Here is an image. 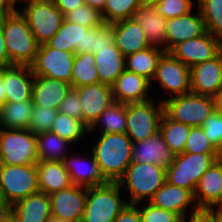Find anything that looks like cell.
Masks as SVG:
<instances>
[{"instance_id": "1", "label": "cell", "mask_w": 222, "mask_h": 222, "mask_svg": "<svg viewBox=\"0 0 222 222\" xmlns=\"http://www.w3.org/2000/svg\"><path fill=\"white\" fill-rule=\"evenodd\" d=\"M98 139L91 151L99 171L106 182H118L133 162V142L126 133H100Z\"/></svg>"}, {"instance_id": "2", "label": "cell", "mask_w": 222, "mask_h": 222, "mask_svg": "<svg viewBox=\"0 0 222 222\" xmlns=\"http://www.w3.org/2000/svg\"><path fill=\"white\" fill-rule=\"evenodd\" d=\"M10 65L31 66L39 49L26 18L17 10L0 20Z\"/></svg>"}, {"instance_id": "3", "label": "cell", "mask_w": 222, "mask_h": 222, "mask_svg": "<svg viewBox=\"0 0 222 222\" xmlns=\"http://www.w3.org/2000/svg\"><path fill=\"white\" fill-rule=\"evenodd\" d=\"M165 177L166 168L149 163L132 162L118 183L121 188L129 191L128 204H137L149 201L164 184Z\"/></svg>"}, {"instance_id": "4", "label": "cell", "mask_w": 222, "mask_h": 222, "mask_svg": "<svg viewBox=\"0 0 222 222\" xmlns=\"http://www.w3.org/2000/svg\"><path fill=\"white\" fill-rule=\"evenodd\" d=\"M118 182H106L87 187V197L81 222H114L128 204L120 195Z\"/></svg>"}, {"instance_id": "5", "label": "cell", "mask_w": 222, "mask_h": 222, "mask_svg": "<svg viewBox=\"0 0 222 222\" xmlns=\"http://www.w3.org/2000/svg\"><path fill=\"white\" fill-rule=\"evenodd\" d=\"M38 191L40 190L36 164H0V201L6 209Z\"/></svg>"}, {"instance_id": "6", "label": "cell", "mask_w": 222, "mask_h": 222, "mask_svg": "<svg viewBox=\"0 0 222 222\" xmlns=\"http://www.w3.org/2000/svg\"><path fill=\"white\" fill-rule=\"evenodd\" d=\"M164 113L176 122L191 127H200L205 119L215 112L214 99L211 96L198 95L192 92L160 100Z\"/></svg>"}, {"instance_id": "7", "label": "cell", "mask_w": 222, "mask_h": 222, "mask_svg": "<svg viewBox=\"0 0 222 222\" xmlns=\"http://www.w3.org/2000/svg\"><path fill=\"white\" fill-rule=\"evenodd\" d=\"M222 154L181 153L166 168V181L172 185L191 190L193 193L199 179Z\"/></svg>"}, {"instance_id": "8", "label": "cell", "mask_w": 222, "mask_h": 222, "mask_svg": "<svg viewBox=\"0 0 222 222\" xmlns=\"http://www.w3.org/2000/svg\"><path fill=\"white\" fill-rule=\"evenodd\" d=\"M37 162L35 134L29 129L0 128V164L31 165Z\"/></svg>"}, {"instance_id": "9", "label": "cell", "mask_w": 222, "mask_h": 222, "mask_svg": "<svg viewBox=\"0 0 222 222\" xmlns=\"http://www.w3.org/2000/svg\"><path fill=\"white\" fill-rule=\"evenodd\" d=\"M163 114V103L159 101L156 105L153 98L144 102L127 103V136L133 143L154 136L160 131V121Z\"/></svg>"}, {"instance_id": "10", "label": "cell", "mask_w": 222, "mask_h": 222, "mask_svg": "<svg viewBox=\"0 0 222 222\" xmlns=\"http://www.w3.org/2000/svg\"><path fill=\"white\" fill-rule=\"evenodd\" d=\"M25 3L27 5L20 13L26 18L36 41L43 44L60 29L65 16L52 0H29Z\"/></svg>"}, {"instance_id": "11", "label": "cell", "mask_w": 222, "mask_h": 222, "mask_svg": "<svg viewBox=\"0 0 222 222\" xmlns=\"http://www.w3.org/2000/svg\"><path fill=\"white\" fill-rule=\"evenodd\" d=\"M75 54L64 52L47 46L39 45L34 63L31 65L33 75L58 79L71 84L72 68Z\"/></svg>"}, {"instance_id": "12", "label": "cell", "mask_w": 222, "mask_h": 222, "mask_svg": "<svg viewBox=\"0 0 222 222\" xmlns=\"http://www.w3.org/2000/svg\"><path fill=\"white\" fill-rule=\"evenodd\" d=\"M153 80H157L159 87L167 94L172 93L169 98L191 92L190 68L169 52H165L159 59Z\"/></svg>"}, {"instance_id": "13", "label": "cell", "mask_w": 222, "mask_h": 222, "mask_svg": "<svg viewBox=\"0 0 222 222\" xmlns=\"http://www.w3.org/2000/svg\"><path fill=\"white\" fill-rule=\"evenodd\" d=\"M222 51L221 40L209 32L175 45L169 53L189 68L212 60Z\"/></svg>"}, {"instance_id": "14", "label": "cell", "mask_w": 222, "mask_h": 222, "mask_svg": "<svg viewBox=\"0 0 222 222\" xmlns=\"http://www.w3.org/2000/svg\"><path fill=\"white\" fill-rule=\"evenodd\" d=\"M86 197L87 187L74 184L50 194L51 217L66 222H81Z\"/></svg>"}, {"instance_id": "15", "label": "cell", "mask_w": 222, "mask_h": 222, "mask_svg": "<svg viewBox=\"0 0 222 222\" xmlns=\"http://www.w3.org/2000/svg\"><path fill=\"white\" fill-rule=\"evenodd\" d=\"M5 89V102L31 100L34 75L31 66L10 65L0 68Z\"/></svg>"}, {"instance_id": "16", "label": "cell", "mask_w": 222, "mask_h": 222, "mask_svg": "<svg viewBox=\"0 0 222 222\" xmlns=\"http://www.w3.org/2000/svg\"><path fill=\"white\" fill-rule=\"evenodd\" d=\"M194 200L198 208H222V156L199 179Z\"/></svg>"}, {"instance_id": "17", "label": "cell", "mask_w": 222, "mask_h": 222, "mask_svg": "<svg viewBox=\"0 0 222 222\" xmlns=\"http://www.w3.org/2000/svg\"><path fill=\"white\" fill-rule=\"evenodd\" d=\"M74 89L78 92L81 100L83 122L88 127L114 102L111 86L100 82Z\"/></svg>"}, {"instance_id": "18", "label": "cell", "mask_w": 222, "mask_h": 222, "mask_svg": "<svg viewBox=\"0 0 222 222\" xmlns=\"http://www.w3.org/2000/svg\"><path fill=\"white\" fill-rule=\"evenodd\" d=\"M192 12L166 19V52H169L178 43L202 36L206 32L199 9L195 13L196 15Z\"/></svg>"}, {"instance_id": "19", "label": "cell", "mask_w": 222, "mask_h": 222, "mask_svg": "<svg viewBox=\"0 0 222 222\" xmlns=\"http://www.w3.org/2000/svg\"><path fill=\"white\" fill-rule=\"evenodd\" d=\"M222 76V51L212 60L190 68L191 92L213 97Z\"/></svg>"}, {"instance_id": "20", "label": "cell", "mask_w": 222, "mask_h": 222, "mask_svg": "<svg viewBox=\"0 0 222 222\" xmlns=\"http://www.w3.org/2000/svg\"><path fill=\"white\" fill-rule=\"evenodd\" d=\"M151 82L143 76L124 70L111 86L113 99L119 103H137L148 101Z\"/></svg>"}, {"instance_id": "21", "label": "cell", "mask_w": 222, "mask_h": 222, "mask_svg": "<svg viewBox=\"0 0 222 222\" xmlns=\"http://www.w3.org/2000/svg\"><path fill=\"white\" fill-rule=\"evenodd\" d=\"M16 222H48L51 218L49 195L38 191L6 209Z\"/></svg>"}, {"instance_id": "22", "label": "cell", "mask_w": 222, "mask_h": 222, "mask_svg": "<svg viewBox=\"0 0 222 222\" xmlns=\"http://www.w3.org/2000/svg\"><path fill=\"white\" fill-rule=\"evenodd\" d=\"M148 202L153 206L175 212L182 218L186 216V212L189 210L188 206L192 203V211L198 209L194 203V193L191 190L172 185L167 181L153 194Z\"/></svg>"}, {"instance_id": "23", "label": "cell", "mask_w": 222, "mask_h": 222, "mask_svg": "<svg viewBox=\"0 0 222 222\" xmlns=\"http://www.w3.org/2000/svg\"><path fill=\"white\" fill-rule=\"evenodd\" d=\"M132 152L133 162L149 163L163 168L171 165L176 155L169 149L160 132L146 140L133 143Z\"/></svg>"}, {"instance_id": "24", "label": "cell", "mask_w": 222, "mask_h": 222, "mask_svg": "<svg viewBox=\"0 0 222 222\" xmlns=\"http://www.w3.org/2000/svg\"><path fill=\"white\" fill-rule=\"evenodd\" d=\"M109 25L113 28L114 43L124 56L151 46L134 18L120 20Z\"/></svg>"}, {"instance_id": "25", "label": "cell", "mask_w": 222, "mask_h": 222, "mask_svg": "<svg viewBox=\"0 0 222 222\" xmlns=\"http://www.w3.org/2000/svg\"><path fill=\"white\" fill-rule=\"evenodd\" d=\"M71 88L68 82L34 75L31 99L34 106L58 110Z\"/></svg>"}, {"instance_id": "26", "label": "cell", "mask_w": 222, "mask_h": 222, "mask_svg": "<svg viewBox=\"0 0 222 222\" xmlns=\"http://www.w3.org/2000/svg\"><path fill=\"white\" fill-rule=\"evenodd\" d=\"M36 165L41 192L50 195L73 185L63 162L38 161Z\"/></svg>"}, {"instance_id": "27", "label": "cell", "mask_w": 222, "mask_h": 222, "mask_svg": "<svg viewBox=\"0 0 222 222\" xmlns=\"http://www.w3.org/2000/svg\"><path fill=\"white\" fill-rule=\"evenodd\" d=\"M94 65L98 72L99 82L112 86L117 77L125 70V56L114 43L94 54Z\"/></svg>"}, {"instance_id": "28", "label": "cell", "mask_w": 222, "mask_h": 222, "mask_svg": "<svg viewBox=\"0 0 222 222\" xmlns=\"http://www.w3.org/2000/svg\"><path fill=\"white\" fill-rule=\"evenodd\" d=\"M69 155L64 159L63 163L69 171L72 184L91 187L106 183L93 154L90 156L92 157L90 161L88 160L90 157L80 159V157Z\"/></svg>"}, {"instance_id": "29", "label": "cell", "mask_w": 222, "mask_h": 222, "mask_svg": "<svg viewBox=\"0 0 222 222\" xmlns=\"http://www.w3.org/2000/svg\"><path fill=\"white\" fill-rule=\"evenodd\" d=\"M133 18L141 26L151 46L163 47L166 52V19L152 6L140 5Z\"/></svg>"}, {"instance_id": "30", "label": "cell", "mask_w": 222, "mask_h": 222, "mask_svg": "<svg viewBox=\"0 0 222 222\" xmlns=\"http://www.w3.org/2000/svg\"><path fill=\"white\" fill-rule=\"evenodd\" d=\"M165 53L163 48L150 46L144 50L125 56V70L148 79L152 84L157 64Z\"/></svg>"}, {"instance_id": "31", "label": "cell", "mask_w": 222, "mask_h": 222, "mask_svg": "<svg viewBox=\"0 0 222 222\" xmlns=\"http://www.w3.org/2000/svg\"><path fill=\"white\" fill-rule=\"evenodd\" d=\"M33 108L32 99L23 102H5L0 107V128L28 129Z\"/></svg>"}, {"instance_id": "32", "label": "cell", "mask_w": 222, "mask_h": 222, "mask_svg": "<svg viewBox=\"0 0 222 222\" xmlns=\"http://www.w3.org/2000/svg\"><path fill=\"white\" fill-rule=\"evenodd\" d=\"M36 139L38 161L63 162L67 154H70L68 151L71 143L52 131L37 134Z\"/></svg>"}, {"instance_id": "33", "label": "cell", "mask_w": 222, "mask_h": 222, "mask_svg": "<svg viewBox=\"0 0 222 222\" xmlns=\"http://www.w3.org/2000/svg\"><path fill=\"white\" fill-rule=\"evenodd\" d=\"M96 127H99L101 134L126 133V104L116 101L110 104L89 127V133Z\"/></svg>"}, {"instance_id": "34", "label": "cell", "mask_w": 222, "mask_h": 222, "mask_svg": "<svg viewBox=\"0 0 222 222\" xmlns=\"http://www.w3.org/2000/svg\"><path fill=\"white\" fill-rule=\"evenodd\" d=\"M88 28L64 19L60 29L45 44L49 47L64 52H73L76 48H82L83 32Z\"/></svg>"}, {"instance_id": "35", "label": "cell", "mask_w": 222, "mask_h": 222, "mask_svg": "<svg viewBox=\"0 0 222 222\" xmlns=\"http://www.w3.org/2000/svg\"><path fill=\"white\" fill-rule=\"evenodd\" d=\"M191 126L176 122L165 113L160 121V133L169 149L175 154L184 153L185 143L190 134Z\"/></svg>"}, {"instance_id": "36", "label": "cell", "mask_w": 222, "mask_h": 222, "mask_svg": "<svg viewBox=\"0 0 222 222\" xmlns=\"http://www.w3.org/2000/svg\"><path fill=\"white\" fill-rule=\"evenodd\" d=\"M114 44L113 28L104 23L83 32L82 48H76L75 54L97 53L100 49L108 48Z\"/></svg>"}, {"instance_id": "37", "label": "cell", "mask_w": 222, "mask_h": 222, "mask_svg": "<svg viewBox=\"0 0 222 222\" xmlns=\"http://www.w3.org/2000/svg\"><path fill=\"white\" fill-rule=\"evenodd\" d=\"M99 83L93 53L75 54L72 68V88Z\"/></svg>"}, {"instance_id": "38", "label": "cell", "mask_w": 222, "mask_h": 222, "mask_svg": "<svg viewBox=\"0 0 222 222\" xmlns=\"http://www.w3.org/2000/svg\"><path fill=\"white\" fill-rule=\"evenodd\" d=\"M50 131L73 145L85 136V132L89 133V127L79 119L58 112Z\"/></svg>"}, {"instance_id": "39", "label": "cell", "mask_w": 222, "mask_h": 222, "mask_svg": "<svg viewBox=\"0 0 222 222\" xmlns=\"http://www.w3.org/2000/svg\"><path fill=\"white\" fill-rule=\"evenodd\" d=\"M206 31L222 40V0H197Z\"/></svg>"}, {"instance_id": "40", "label": "cell", "mask_w": 222, "mask_h": 222, "mask_svg": "<svg viewBox=\"0 0 222 222\" xmlns=\"http://www.w3.org/2000/svg\"><path fill=\"white\" fill-rule=\"evenodd\" d=\"M141 5L140 0H106L102 13L106 24L133 18Z\"/></svg>"}, {"instance_id": "41", "label": "cell", "mask_w": 222, "mask_h": 222, "mask_svg": "<svg viewBox=\"0 0 222 222\" xmlns=\"http://www.w3.org/2000/svg\"><path fill=\"white\" fill-rule=\"evenodd\" d=\"M65 19L69 22L79 24L87 28H93L105 23L102 13L87 4L68 12L65 15Z\"/></svg>"}, {"instance_id": "42", "label": "cell", "mask_w": 222, "mask_h": 222, "mask_svg": "<svg viewBox=\"0 0 222 222\" xmlns=\"http://www.w3.org/2000/svg\"><path fill=\"white\" fill-rule=\"evenodd\" d=\"M193 0H162L159 4L152 5L154 11L164 19L183 16L192 11L196 6Z\"/></svg>"}, {"instance_id": "43", "label": "cell", "mask_w": 222, "mask_h": 222, "mask_svg": "<svg viewBox=\"0 0 222 222\" xmlns=\"http://www.w3.org/2000/svg\"><path fill=\"white\" fill-rule=\"evenodd\" d=\"M184 152L199 154H221L206 138L202 126L192 127L185 143Z\"/></svg>"}, {"instance_id": "44", "label": "cell", "mask_w": 222, "mask_h": 222, "mask_svg": "<svg viewBox=\"0 0 222 222\" xmlns=\"http://www.w3.org/2000/svg\"><path fill=\"white\" fill-rule=\"evenodd\" d=\"M140 204H143L142 207L138 206ZM135 205L140 212L141 222H182L179 214L153 206L148 201Z\"/></svg>"}, {"instance_id": "45", "label": "cell", "mask_w": 222, "mask_h": 222, "mask_svg": "<svg viewBox=\"0 0 222 222\" xmlns=\"http://www.w3.org/2000/svg\"><path fill=\"white\" fill-rule=\"evenodd\" d=\"M58 110L34 106L28 129L35 135L50 131Z\"/></svg>"}, {"instance_id": "46", "label": "cell", "mask_w": 222, "mask_h": 222, "mask_svg": "<svg viewBox=\"0 0 222 222\" xmlns=\"http://www.w3.org/2000/svg\"><path fill=\"white\" fill-rule=\"evenodd\" d=\"M202 128L206 138L222 154V114L213 112L205 119Z\"/></svg>"}, {"instance_id": "47", "label": "cell", "mask_w": 222, "mask_h": 222, "mask_svg": "<svg viewBox=\"0 0 222 222\" xmlns=\"http://www.w3.org/2000/svg\"><path fill=\"white\" fill-rule=\"evenodd\" d=\"M58 112L83 121L81 100L74 88L70 89L65 99L61 102Z\"/></svg>"}, {"instance_id": "48", "label": "cell", "mask_w": 222, "mask_h": 222, "mask_svg": "<svg viewBox=\"0 0 222 222\" xmlns=\"http://www.w3.org/2000/svg\"><path fill=\"white\" fill-rule=\"evenodd\" d=\"M114 222H141L138 207L135 204H127Z\"/></svg>"}, {"instance_id": "49", "label": "cell", "mask_w": 222, "mask_h": 222, "mask_svg": "<svg viewBox=\"0 0 222 222\" xmlns=\"http://www.w3.org/2000/svg\"><path fill=\"white\" fill-rule=\"evenodd\" d=\"M182 222H213V209L198 208L195 211H191L189 221L184 216Z\"/></svg>"}, {"instance_id": "50", "label": "cell", "mask_w": 222, "mask_h": 222, "mask_svg": "<svg viewBox=\"0 0 222 222\" xmlns=\"http://www.w3.org/2000/svg\"><path fill=\"white\" fill-rule=\"evenodd\" d=\"M52 2L64 16L68 12L85 4V0H52Z\"/></svg>"}, {"instance_id": "51", "label": "cell", "mask_w": 222, "mask_h": 222, "mask_svg": "<svg viewBox=\"0 0 222 222\" xmlns=\"http://www.w3.org/2000/svg\"><path fill=\"white\" fill-rule=\"evenodd\" d=\"M14 0H0V20L17 11Z\"/></svg>"}, {"instance_id": "52", "label": "cell", "mask_w": 222, "mask_h": 222, "mask_svg": "<svg viewBox=\"0 0 222 222\" xmlns=\"http://www.w3.org/2000/svg\"><path fill=\"white\" fill-rule=\"evenodd\" d=\"M9 66V57L5 45L3 31L0 25V68Z\"/></svg>"}, {"instance_id": "53", "label": "cell", "mask_w": 222, "mask_h": 222, "mask_svg": "<svg viewBox=\"0 0 222 222\" xmlns=\"http://www.w3.org/2000/svg\"><path fill=\"white\" fill-rule=\"evenodd\" d=\"M105 2L106 0H85V4L89 5L94 9L99 10L100 12L103 11Z\"/></svg>"}, {"instance_id": "54", "label": "cell", "mask_w": 222, "mask_h": 222, "mask_svg": "<svg viewBox=\"0 0 222 222\" xmlns=\"http://www.w3.org/2000/svg\"><path fill=\"white\" fill-rule=\"evenodd\" d=\"M215 112L222 114V92H217L214 96Z\"/></svg>"}, {"instance_id": "55", "label": "cell", "mask_w": 222, "mask_h": 222, "mask_svg": "<svg viewBox=\"0 0 222 222\" xmlns=\"http://www.w3.org/2000/svg\"><path fill=\"white\" fill-rule=\"evenodd\" d=\"M213 222H222V208L213 209Z\"/></svg>"}, {"instance_id": "56", "label": "cell", "mask_w": 222, "mask_h": 222, "mask_svg": "<svg viewBox=\"0 0 222 222\" xmlns=\"http://www.w3.org/2000/svg\"><path fill=\"white\" fill-rule=\"evenodd\" d=\"M0 222H16V221L6 210L3 214L0 215Z\"/></svg>"}, {"instance_id": "57", "label": "cell", "mask_w": 222, "mask_h": 222, "mask_svg": "<svg viewBox=\"0 0 222 222\" xmlns=\"http://www.w3.org/2000/svg\"><path fill=\"white\" fill-rule=\"evenodd\" d=\"M5 103V89L0 77V107Z\"/></svg>"}, {"instance_id": "58", "label": "cell", "mask_w": 222, "mask_h": 222, "mask_svg": "<svg viewBox=\"0 0 222 222\" xmlns=\"http://www.w3.org/2000/svg\"><path fill=\"white\" fill-rule=\"evenodd\" d=\"M141 5L152 6L154 4H159L162 0H140Z\"/></svg>"}, {"instance_id": "59", "label": "cell", "mask_w": 222, "mask_h": 222, "mask_svg": "<svg viewBox=\"0 0 222 222\" xmlns=\"http://www.w3.org/2000/svg\"><path fill=\"white\" fill-rule=\"evenodd\" d=\"M48 222H66V221H64L63 219H56V218L51 217V218L48 220Z\"/></svg>"}, {"instance_id": "60", "label": "cell", "mask_w": 222, "mask_h": 222, "mask_svg": "<svg viewBox=\"0 0 222 222\" xmlns=\"http://www.w3.org/2000/svg\"><path fill=\"white\" fill-rule=\"evenodd\" d=\"M6 211V208L2 205L0 201V215L3 214Z\"/></svg>"}, {"instance_id": "61", "label": "cell", "mask_w": 222, "mask_h": 222, "mask_svg": "<svg viewBox=\"0 0 222 222\" xmlns=\"http://www.w3.org/2000/svg\"><path fill=\"white\" fill-rule=\"evenodd\" d=\"M217 92H222V76H221V80L219 82V87H218V91Z\"/></svg>"}, {"instance_id": "62", "label": "cell", "mask_w": 222, "mask_h": 222, "mask_svg": "<svg viewBox=\"0 0 222 222\" xmlns=\"http://www.w3.org/2000/svg\"><path fill=\"white\" fill-rule=\"evenodd\" d=\"M26 1H29V0H14L16 6H17V2H19V3H20V2H23V3H24V2H26Z\"/></svg>"}]
</instances>
